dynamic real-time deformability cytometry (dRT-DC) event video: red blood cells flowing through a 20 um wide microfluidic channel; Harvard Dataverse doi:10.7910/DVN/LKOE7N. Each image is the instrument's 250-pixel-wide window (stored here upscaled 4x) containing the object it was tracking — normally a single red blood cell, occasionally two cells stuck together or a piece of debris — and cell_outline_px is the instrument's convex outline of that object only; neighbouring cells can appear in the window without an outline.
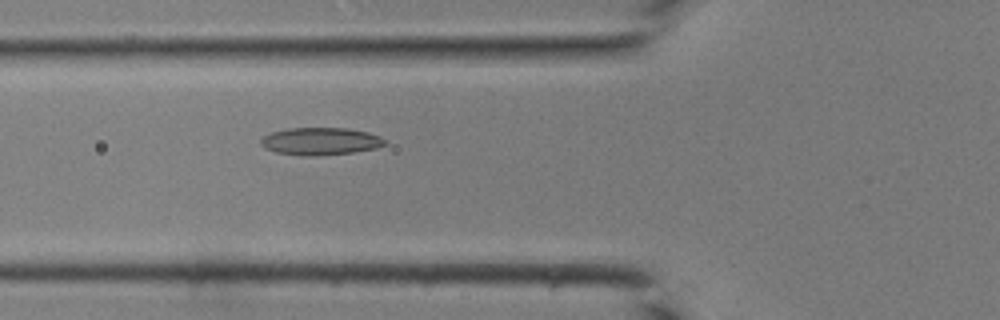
{"species": "common noctule bat (a hibernating species)", "species_latin": "Nyctalus noctula", "temperature_condition": "room temperature", "stored_images_in_passage": 30, "camera_frame_rate_fps": 3000, "um_per_image_px": 0.085, "animal": {"sex": "male", "body_mass_g": 19.0, "forearm_length_mm": 50.8}, "frame": {"image": 1, "passage_image": 4, "time_ms": 1.0, "image_size_px": [1000, 320], "cell_outline_px": [[388, 144], [376, 148], [352, 152], [312, 156], [300, 156], [276, 152], [264, 148], [260, 144], [260, 140], [264, 136], [272, 132], [288, 128], [348, 128], [368, 132], [380, 136]], "centroid_in_image_um": [27.23, 12.01], "position_along_channel_um": 98.6, "area_um2": 19.88}}
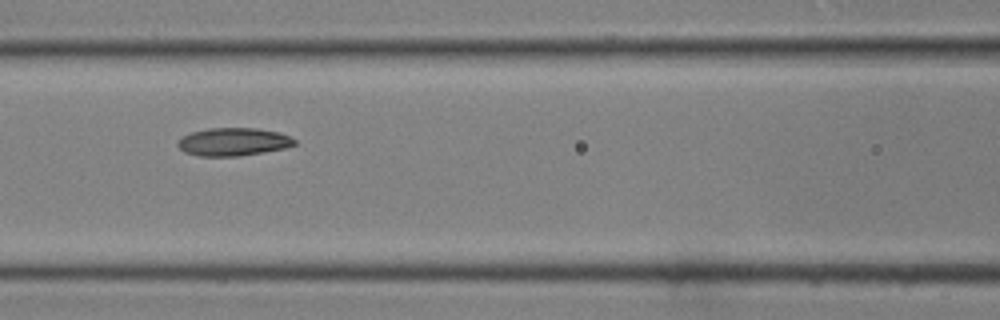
{"frame": {"image": 2, "passage_image": 7, "time_ms": 2.0, "image_size_px": [1000, 320], "cell_outline_px": [[296, 144], [284, 148], [240, 156], [200, 156], [184, 152], [176, 144], [184, 136], [192, 132], [208, 128], [256, 128], [280, 132], [296, 140]], "centroid_in_image_um": [19.84, 12.05], "position_along_channel_um": 146.8, "area_um2": 18.9}}
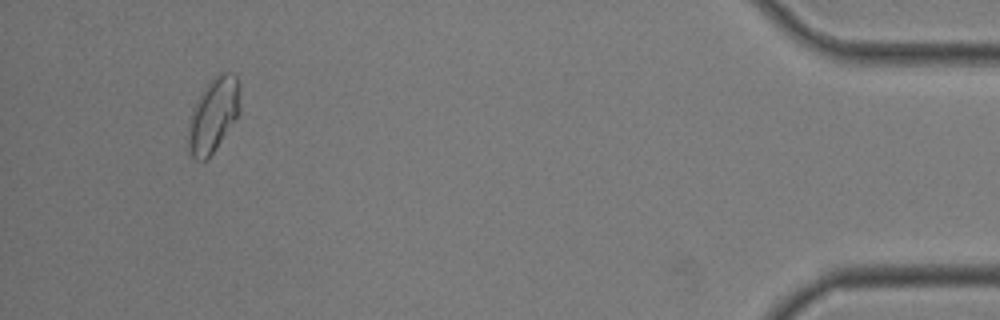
{"frame": {"image": 3, "passage_image": 28, "time_ms": 9.0, "image_size_px": [1000, 320], "cell_outline_px": [[240, 112], [212, 152], [204, 160], [196, 160], [188, 152], [188, 120], [192, 108], [196, 100], [212, 76], [216, 72], [232, 72], [236, 76], [240, 84]], "centroid_in_image_um": [18.13, 9.69], "position_along_channel_um": 417.1, "area_um2": 22.6}}